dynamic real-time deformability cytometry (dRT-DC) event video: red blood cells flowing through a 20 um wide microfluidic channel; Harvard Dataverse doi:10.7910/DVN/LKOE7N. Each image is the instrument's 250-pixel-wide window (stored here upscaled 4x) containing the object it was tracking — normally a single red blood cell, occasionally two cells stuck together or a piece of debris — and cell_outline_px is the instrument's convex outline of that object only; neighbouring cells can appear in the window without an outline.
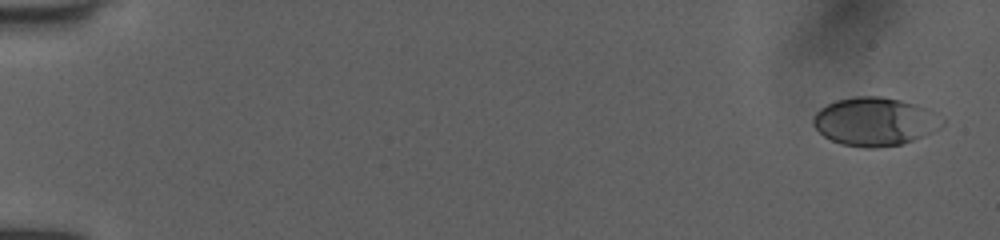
{"species": "human", "species_latin": "Homo sapiens", "temperature_condition": "room temperature", "stored_images_in_passage": 50, "camera_frame_rate_fps": 3000, "um_per_image_px": 0.085, "donor": {"sex": "female"}, "frame": {"image": 1, "passage_image": 1, "time_ms": 0.0, "image_size_px": [1000, 240], "cell_outline_px": [[944, 124], [940, 128], [932, 132], [912, 140], [900, 144], [876, 148], [864, 148], [840, 144], [824, 136], [812, 124], [812, 120], [816, 112], [820, 108], [836, 100], [856, 96], [880, 96], [900, 100], [932, 108], [944, 120]], "centroid_in_image_um": [74.38, 10.33], "position_along_channel_um": 10.6, "area_um2": 36.59}}
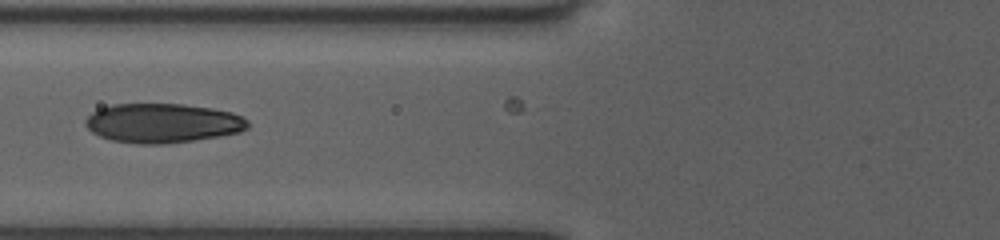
{"frame": {"image": 2, "passage_image": 21, "time_ms": 6.667, "image_size_px": [1000, 240], "cell_outline_px": [[248, 128], [240, 132], [220, 136], [164, 144], [136, 144], [112, 140], [100, 136], [92, 132], [84, 124], [84, 120], [92, 112], [100, 108], [112, 104], [184, 104], [212, 108], [232, 112], [244, 116], [248, 120]], "centroid_in_image_um": [13.83, 10.46], "position_along_channel_um": 112.0, "area_um2": 37.4}}
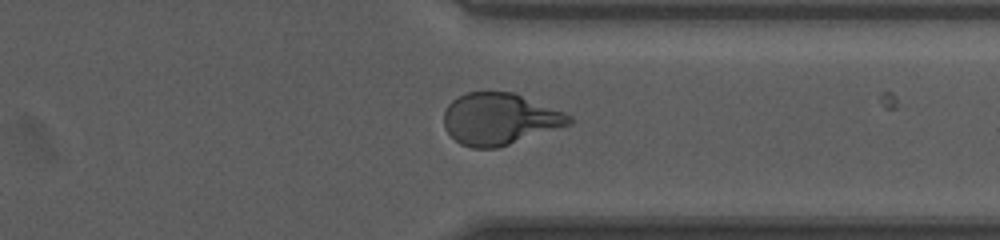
{"frame": {"image": 3, "passage_image": 40, "time_ms": 13.0, "image_size_px": [1000, 240], "cell_outline_px": [[572, 124], [496, 148], [472, 148], [460, 144], [444, 128], [444, 112], [448, 104], [452, 100], [464, 92], [512, 92], [564, 112], [572, 116]], "centroid_in_image_um": [42.44, 10.11], "position_along_channel_um": 369.0, "area_um2": 37.51}, "authors_computed_cell_mechanics": {"area_um2": 36.8186, "velocity_mm_per_s": 4.0601, "shape_relaxation_time_tau1_ms": 4.8543, "shape_relaxation_time_tau2_ms": 0.7463, "deformation_change_tau1": 0.1941, "deformation_change_tau2": 0.0639}}